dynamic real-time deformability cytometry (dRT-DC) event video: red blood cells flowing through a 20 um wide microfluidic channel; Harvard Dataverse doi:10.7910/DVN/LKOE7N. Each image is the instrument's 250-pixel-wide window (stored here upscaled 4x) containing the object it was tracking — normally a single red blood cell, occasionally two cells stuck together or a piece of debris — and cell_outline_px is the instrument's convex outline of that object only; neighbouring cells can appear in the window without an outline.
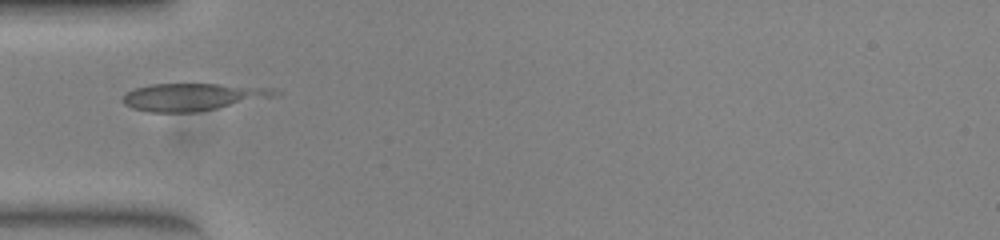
{"species": "common noctule bat (a hibernating species)", "species_latin": "Nyctalus noctula", "temperature_condition": "warm", "stored_images_in_passage": 7, "camera_frame_rate_fps": 3000, "um_per_image_px": 0.085, "animal": {"sex": "female", "body_mass_g": 23.0, "forearm_length_mm": 53.4}, "frame": {"image": 1, "passage_image": 1, "time_ms": 0.0, "image_size_px": [1000, 240], "cell_outline_px": [[280, 92], [272, 96], [216, 108], [196, 112], [148, 112], [132, 108], [124, 104], [120, 100], [120, 96], [136, 88], [148, 84], [216, 84], [276, 88]], "centroid_in_image_um": [16.28, 8.23], "position_along_channel_um": 68.7, "area_um2": 23.99}}